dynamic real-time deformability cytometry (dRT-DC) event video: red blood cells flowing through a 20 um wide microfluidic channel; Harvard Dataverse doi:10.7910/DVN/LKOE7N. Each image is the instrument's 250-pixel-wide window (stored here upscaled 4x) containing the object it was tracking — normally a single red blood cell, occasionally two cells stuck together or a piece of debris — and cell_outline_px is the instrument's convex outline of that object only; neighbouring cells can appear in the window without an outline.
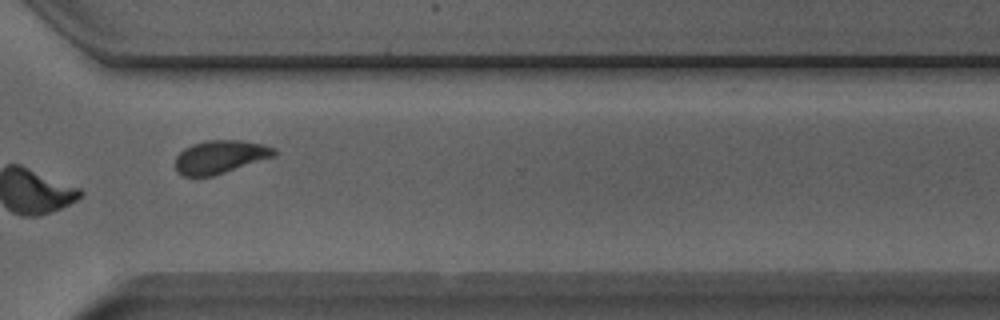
{"species": "Egyptian fruit bat (a non-hibernating species)", "species_latin": "Rousettus aegyptiacus", "temperature_condition": "room temperature", "stored_images_in_passage": 14, "camera_frame_rate_fps": 3000, "um_per_image_px": 0.085, "animal": {"sex": "male"}, "frame": {"image": 1, "passage_image": 10, "time_ms": 3.0, "image_size_px": [1000, 320], "cell_outline_px": [[276, 156], [212, 176], [184, 176], [176, 172], [176, 156], [184, 148], [192, 144], [204, 140], [244, 140], [264, 144], [276, 148]], "centroid_in_image_um": [18.73, 13.32], "position_along_channel_um": 351.9, "area_um2": 19.25}}